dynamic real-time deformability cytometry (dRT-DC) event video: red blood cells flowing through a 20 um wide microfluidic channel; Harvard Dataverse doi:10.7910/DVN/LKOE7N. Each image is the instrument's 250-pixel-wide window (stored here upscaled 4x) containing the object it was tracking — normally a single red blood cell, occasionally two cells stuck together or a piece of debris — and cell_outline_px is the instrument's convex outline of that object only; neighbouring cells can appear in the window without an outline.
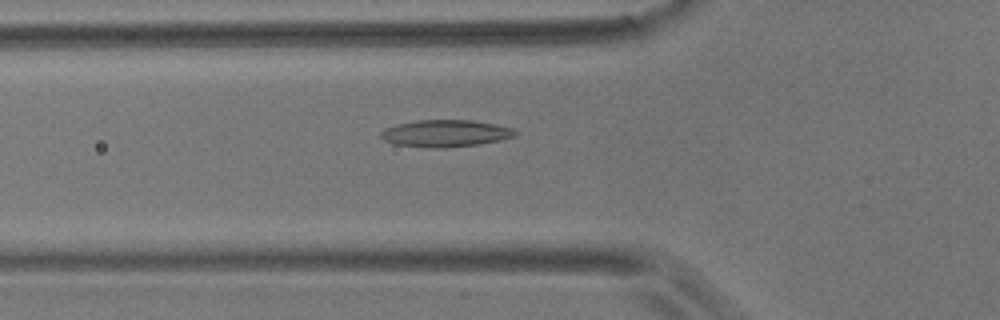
{"species": "common noctule bat (a hibernating species)", "species_latin": "Nyctalus noctula", "temperature_condition": "room temperature", "stored_images_in_passage": 35, "camera_frame_rate_fps": 3000, "um_per_image_px": 0.085, "animal": {"sex": "male", "body_mass_g": 17.9}, "frame": {"image": 1, "passage_image": 8, "time_ms": 2.333, "image_size_px": [1000, 320], "cell_outline_px": [[520, 132], [516, 136], [500, 140], [480, 144], [440, 148], [428, 148], [396, 144], [384, 140], [380, 136], [380, 132], [384, 128], [396, 124], [416, 120], [472, 120], [496, 124], [512, 128]], "centroid_in_image_um": [37.88, 11.33], "position_along_channel_um": 87.9, "area_um2": 21.33}}
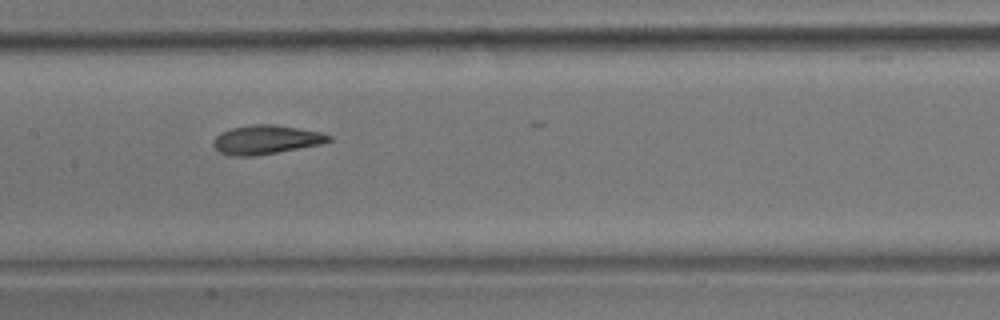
{"frame": {"image": 2, "passage_image": 16, "time_ms": 5.0, "image_size_px": [1000, 320], "cell_outline_px": [[332, 140], [320, 144], [256, 156], [232, 156], [220, 152], [212, 144], [212, 140], [220, 132], [232, 128], [252, 124], [272, 124], [320, 132], [332, 136]], "centroid_in_image_um": [22.58, 11.87], "position_along_channel_um": 184.8, "area_um2": 19.36}}
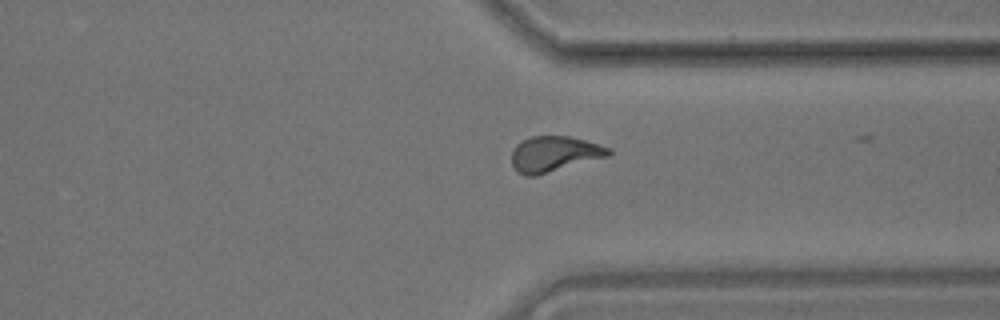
{"frame": {"image": 3, "passage_image": 31, "time_ms": 10.0, "image_size_px": [1000, 320], "cell_outline_px": [[612, 152], [608, 156], [536, 176], [524, 176], [516, 172], [512, 164], [512, 148], [520, 140], [532, 136], [568, 136], [584, 140], [612, 148]], "centroid_in_image_um": [47.07, 13.09], "position_along_channel_um": 364.3, "area_um2": 20.23}, "authors_computed_cell_mechanics": {"area_um2": 19.5942, "velocity_mm_per_s": 3.5958, "shape_relaxation_time_tau1_ms": null, "shape_relaxation_time_tau2_ms": 2.1193, "deformation_change_tau1": null, "deformation_change_tau2": 0.0931}}